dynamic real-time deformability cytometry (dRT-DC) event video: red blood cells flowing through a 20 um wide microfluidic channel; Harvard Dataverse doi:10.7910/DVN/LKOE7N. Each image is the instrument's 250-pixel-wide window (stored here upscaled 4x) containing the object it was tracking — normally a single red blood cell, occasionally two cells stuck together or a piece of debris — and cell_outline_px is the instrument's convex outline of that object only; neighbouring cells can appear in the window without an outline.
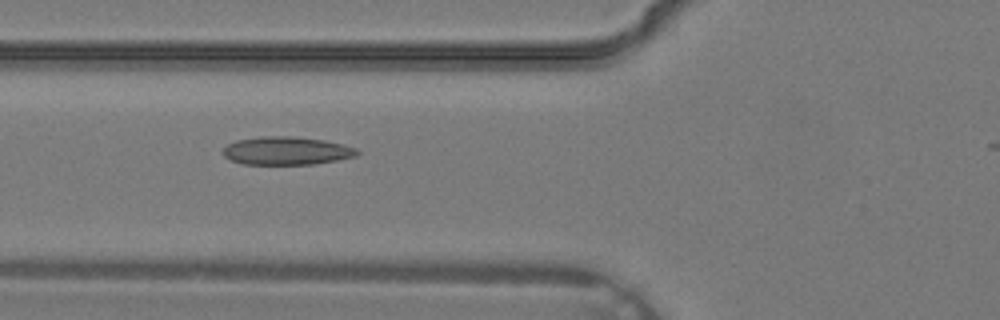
{"species": "common noctule bat (a hibernating species)", "species_latin": "Nyctalus noctula", "temperature_condition": "warm", "stored_images_in_passage": 23, "camera_frame_rate_fps": 3000, "um_per_image_px": 0.085, "animal": {"sex": "male", "body_mass_g": 19.2, "forearm_length_mm": 51.8}, "frame": {"image": 1, "passage_image": 4, "time_ms": 1.0, "image_size_px": [1000, 320], "cell_outline_px": [[360, 152], [356, 156], [316, 164], [244, 164], [232, 160], [224, 156], [224, 148], [228, 144], [236, 140], [260, 136], [288, 136], [324, 140], [356, 148]], "centroid_in_image_um": [24.35, 12.81], "position_along_channel_um": 101.4, "area_um2": 21.79}}
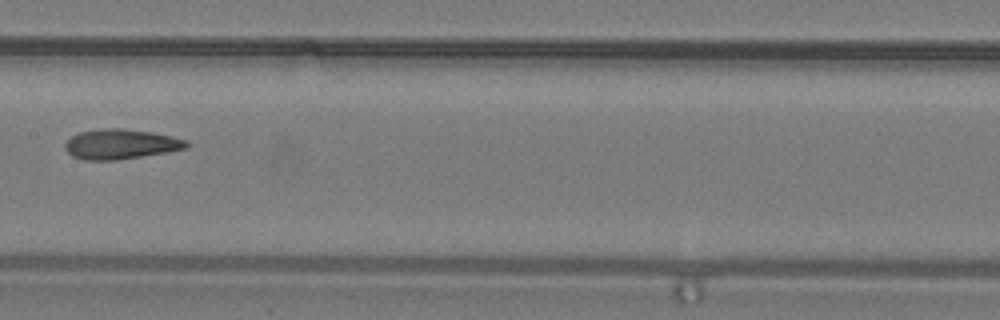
{"frame": {"image": 2, "passage_image": 9, "time_ms": 2.667, "image_size_px": [1000, 320], "cell_outline_px": [[192, 144], [188, 148], [168, 152], [116, 160], [84, 160], [72, 156], [64, 148], [64, 144], [72, 136], [80, 132], [104, 128], [124, 128], [152, 132], [188, 140]], "centroid_in_image_um": [10.3, 12.25], "position_along_channel_um": 197.1, "area_um2": 21.33}}
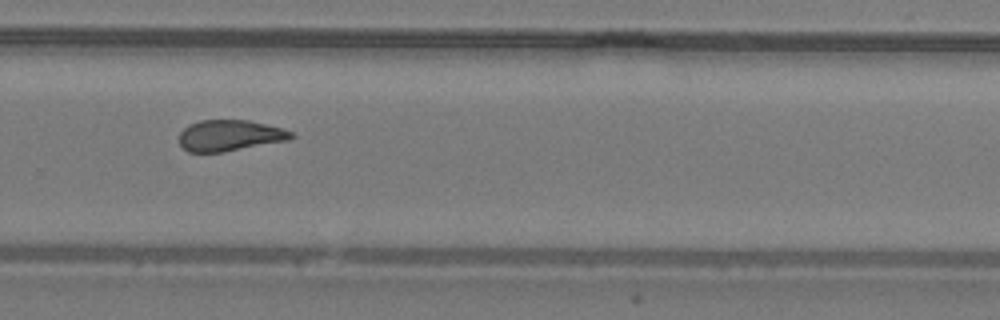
{"frame": {"image": 3, "passage_image": 15, "time_ms": 4.667, "image_size_px": [1000, 320], "cell_outline_px": [[296, 136], [288, 140], [224, 152], [188, 152], [180, 144], [180, 132], [188, 124], [200, 120], [248, 120], [280, 128], [292, 132]], "centroid_in_image_um": [19.51, 11.52], "position_along_channel_um": 310.3, "area_um2": 20.17}}